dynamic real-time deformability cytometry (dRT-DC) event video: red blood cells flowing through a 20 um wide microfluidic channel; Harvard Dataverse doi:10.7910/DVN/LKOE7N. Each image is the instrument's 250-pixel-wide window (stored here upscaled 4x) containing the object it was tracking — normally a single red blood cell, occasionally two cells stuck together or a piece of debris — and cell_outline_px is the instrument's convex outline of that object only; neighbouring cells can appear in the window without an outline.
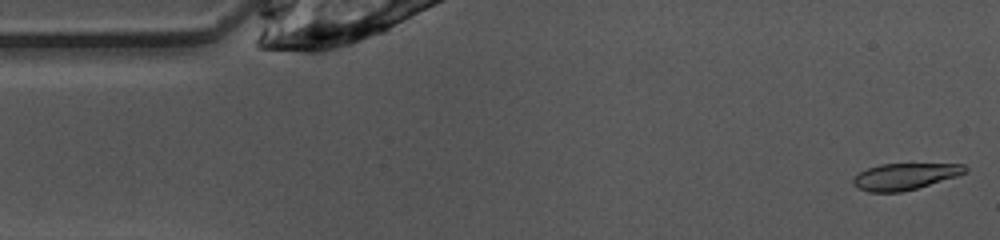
{"species": "common noctule bat (a hibernating species)", "species_latin": "Nyctalus noctula", "temperature_condition": "warm", "stored_images_in_passage": 15, "camera_frame_rate_fps": 3000, "um_per_image_px": 0.085, "animal": {"sex": "female", "body_mass_g": 10.0, "forearm_length_mm": 53.1}, "frame": {"image": 1, "passage_image": 1, "time_ms": 0.0, "image_size_px": [1000, 240], "cell_outline_px": [[968, 168], [964, 172], [956, 176], [916, 188], [900, 192], [868, 192], [856, 188], [852, 184], [852, 176], [868, 168], [880, 164], [964, 164]], "centroid_in_image_um": [76.83, 15.0], "position_along_channel_um": 8.2, "area_um2": 17.17}}
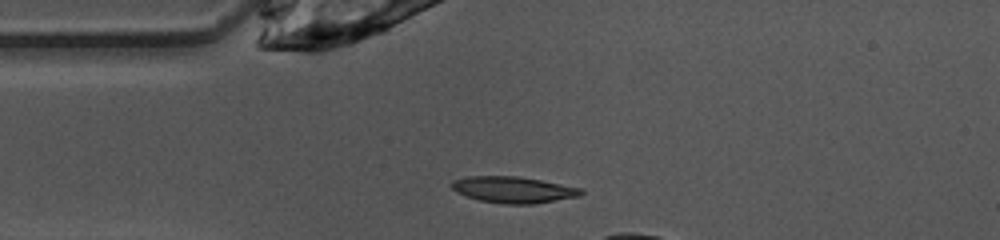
{"frame": {"image": 2, "passage_image": 10, "time_ms": 3.0, "image_size_px": [1000, 240], "cell_outline_px": [[584, 192], [580, 196], [532, 204], [504, 204], [480, 200], [456, 192], [452, 188], [452, 180], [468, 176], [516, 176], [540, 180], [584, 188]], "centroid_in_image_um": [43.66, 16.12], "position_along_channel_um": 41.3, "area_um2": 19.77}}